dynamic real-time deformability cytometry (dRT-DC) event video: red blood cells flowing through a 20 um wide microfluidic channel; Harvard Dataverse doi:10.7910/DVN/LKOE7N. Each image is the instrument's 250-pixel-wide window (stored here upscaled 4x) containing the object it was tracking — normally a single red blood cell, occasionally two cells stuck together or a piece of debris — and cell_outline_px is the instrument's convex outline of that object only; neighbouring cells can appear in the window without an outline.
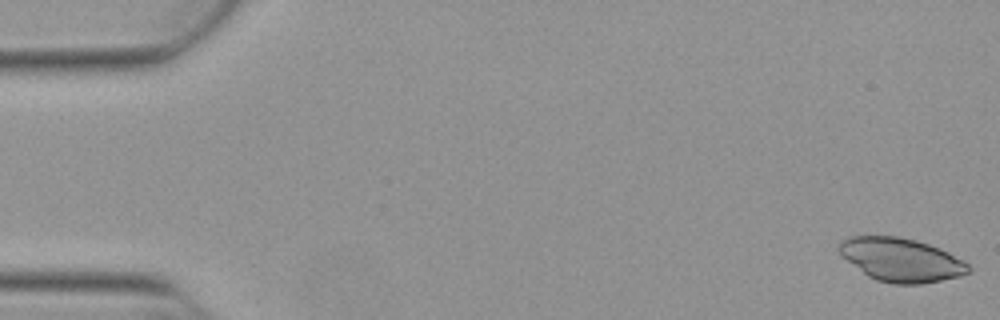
{"species": "Egyptian fruit bat (a non-hibernating species)", "species_latin": "Rousettus aegyptiacus", "temperature_condition": "warm", "stored_images_in_passage": 23, "camera_frame_rate_fps": 3000, "um_per_image_px": 0.085, "animal": {"sex": "female"}, "frame": {"image": 1, "passage_image": 1, "time_ms": 0.0, "image_size_px": [1000, 320], "cell_outline_px": [[972, 272], [960, 276], [920, 284], [892, 284], [876, 280], [868, 276], [840, 256], [836, 248], [840, 240], [848, 236], [900, 236], [916, 240], [940, 248], [964, 260], [972, 268]], "centroid_in_image_um": [76.57, 22.07], "position_along_channel_um": 8.4, "area_um2": 33.29}}
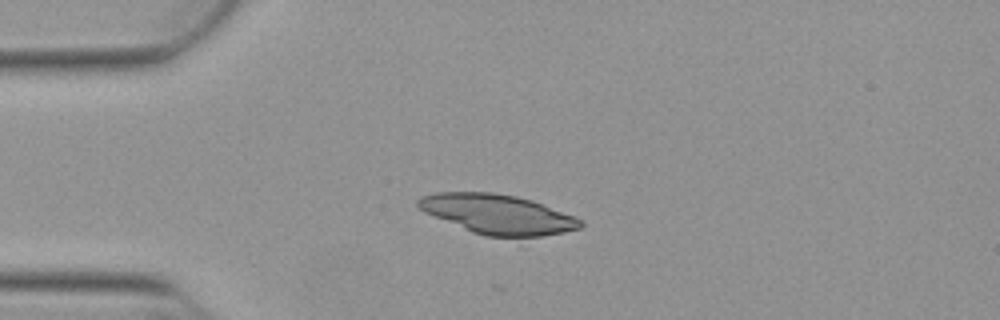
{"frame": {"image": 2, "passage_image": 13, "time_ms": 4.0, "image_size_px": [1000, 320], "cell_outline_px": [[584, 224], [580, 228], [564, 232], [540, 236], [488, 236], [472, 232], [424, 212], [416, 204], [416, 200], [420, 196], [436, 192], [492, 192], [516, 196], [532, 200], [576, 216], [584, 220]], "centroid_in_image_um": [42.32, 18.19], "position_along_channel_um": 42.7, "area_um2": 37.34}}